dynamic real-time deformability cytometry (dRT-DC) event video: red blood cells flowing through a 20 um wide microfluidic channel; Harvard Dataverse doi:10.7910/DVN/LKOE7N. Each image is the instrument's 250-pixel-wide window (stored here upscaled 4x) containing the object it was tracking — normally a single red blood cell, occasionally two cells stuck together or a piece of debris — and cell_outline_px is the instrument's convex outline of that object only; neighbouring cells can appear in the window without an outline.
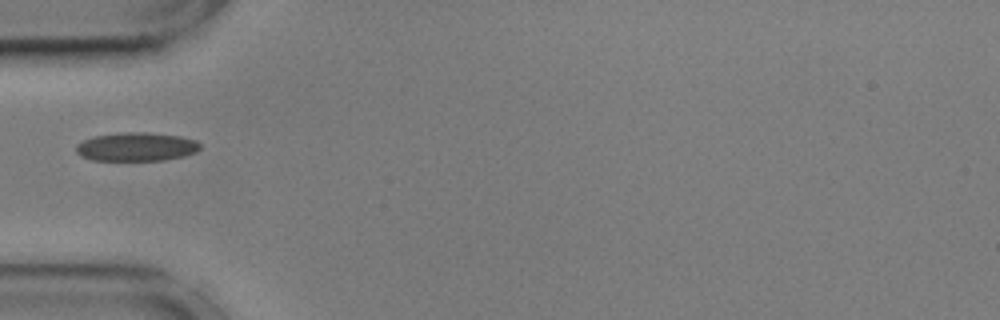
{"species": "common noctule bat (a hibernating species)", "species_latin": "Nyctalus noctula", "temperature_condition": "cold", "stored_images_in_passage": 26, "camera_frame_rate_fps": 3000, "um_per_image_px": 0.085, "animal": {"sex": "male", "body_mass_g": 17.9, "forearm_length_mm": 54.2}, "frame": {"image": 1, "passage_image": 1, "time_ms": 0.0, "image_size_px": [1000, 320], "cell_outline_px": [[200, 148], [196, 152], [184, 156], [164, 160], [92, 160], [80, 156], [76, 152], [76, 144], [84, 140], [96, 136], [120, 132], [148, 132], [180, 136], [196, 140], [200, 144]], "centroid_in_image_um": [11.6, 12.47], "position_along_channel_um": 73.4, "area_um2": 20.75}}
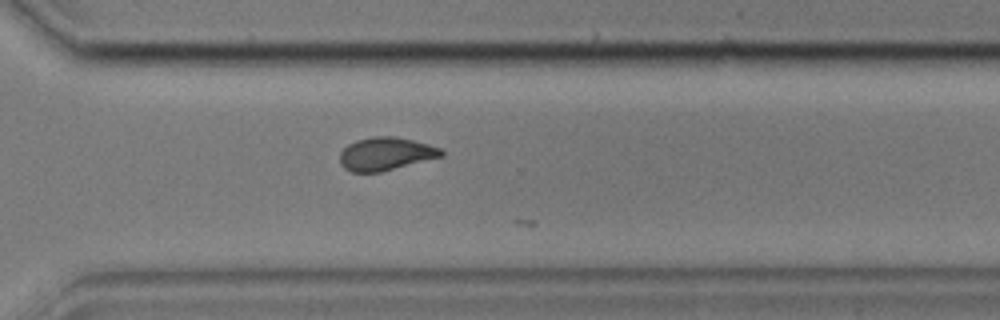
{"frame": {"image": 2, "passage_image": 23, "time_ms": 7.333, "image_size_px": [1000, 320], "cell_outline_px": [[444, 156], [380, 172], [352, 172], [344, 168], [340, 164], [340, 152], [348, 144], [356, 140], [372, 136], [396, 136], [428, 144], [440, 148], [444, 152]], "centroid_in_image_um": [32.78, 13.07], "position_along_channel_um": 337.8, "area_um2": 19.59}}